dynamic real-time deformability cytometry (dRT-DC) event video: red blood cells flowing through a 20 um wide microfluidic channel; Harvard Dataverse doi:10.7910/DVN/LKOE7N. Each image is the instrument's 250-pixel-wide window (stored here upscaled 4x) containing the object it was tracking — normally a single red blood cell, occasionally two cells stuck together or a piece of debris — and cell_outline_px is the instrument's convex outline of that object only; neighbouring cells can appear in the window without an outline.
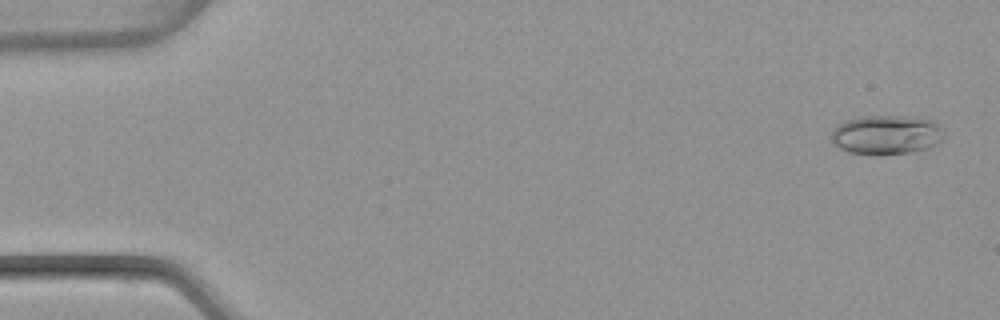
{"species": "common noctule bat (a hibernating species)", "species_latin": "Nyctalus noctula", "temperature_condition": "warm", "stored_images_in_passage": 50, "camera_frame_rate_fps": 3000, "um_per_image_px": 0.085, "animal": {"sex": "female", "body_mass_g": 22.7, "forearm_length_mm": 54.2}, "frame": {"image": 1, "passage_image": 2, "time_ms": 0.333, "image_size_px": [1000, 320], "cell_outline_px": [[944, 140], [928, 148], [912, 152], [852, 152], [840, 148], [832, 144], [832, 132], [840, 124], [848, 120], [860, 116], [896, 116], [932, 120], [940, 128], [944, 136]], "centroid_in_image_um": [75.36, 11.43], "position_along_channel_um": 9.6, "area_um2": 24.8}}
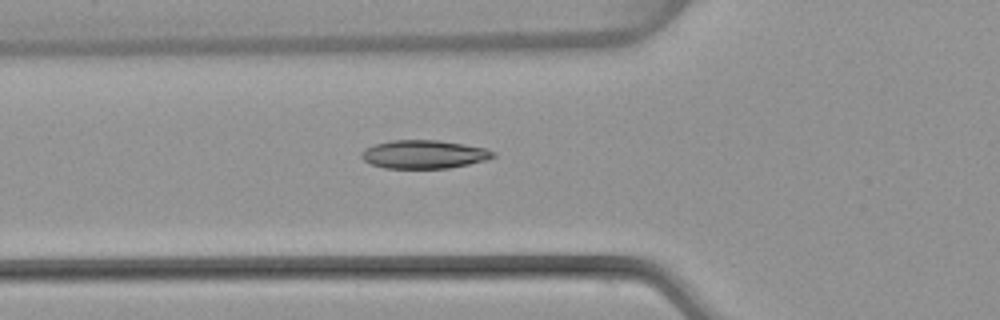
{"frame": {"image": 2, "passage_image": 18, "time_ms": 5.667, "image_size_px": [1000, 320], "cell_outline_px": [[496, 156], [488, 160], [448, 168], [384, 168], [372, 164], [364, 160], [360, 156], [360, 152], [364, 148], [376, 144], [392, 140], [436, 140], [464, 144], [488, 148], [496, 152]], "centroid_in_image_um": [36.07, 13.11], "position_along_channel_um": 89.7, "area_um2": 21.91}}
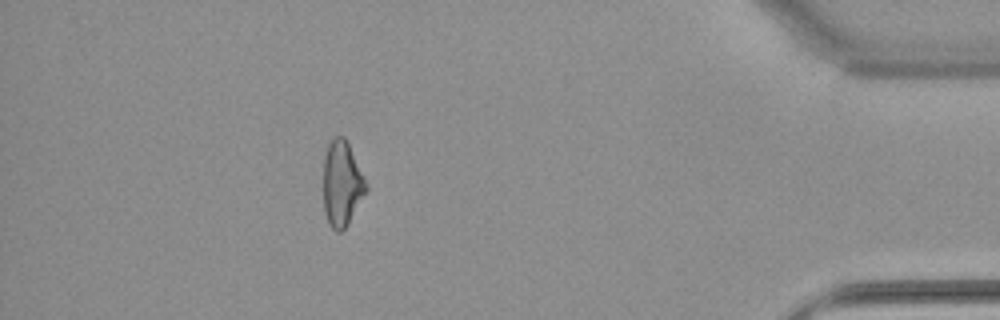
{"frame": {"image": 3, "passage_image": 45, "time_ms": 14.667, "image_size_px": [1000, 320], "cell_outline_px": [[368, 188], [348, 224], [340, 232], [336, 232], [328, 224], [324, 212], [324, 156], [328, 144], [336, 136], [344, 136], [364, 176]], "centroid_in_image_um": [29.05, 15.64], "position_along_channel_um": 406.2, "area_um2": 21.04}, "authors_computed_cell_mechanics": {"area_um2": 21.6461, "velocity_mm_per_s": 4.0708, "shape_relaxation_time_tau1_ms": 8.8651, "shape_relaxation_time_tau2_ms": 1.6666, "deformation_change_tau1": 0.2399, "deformation_change_tau2": 0.0635}}